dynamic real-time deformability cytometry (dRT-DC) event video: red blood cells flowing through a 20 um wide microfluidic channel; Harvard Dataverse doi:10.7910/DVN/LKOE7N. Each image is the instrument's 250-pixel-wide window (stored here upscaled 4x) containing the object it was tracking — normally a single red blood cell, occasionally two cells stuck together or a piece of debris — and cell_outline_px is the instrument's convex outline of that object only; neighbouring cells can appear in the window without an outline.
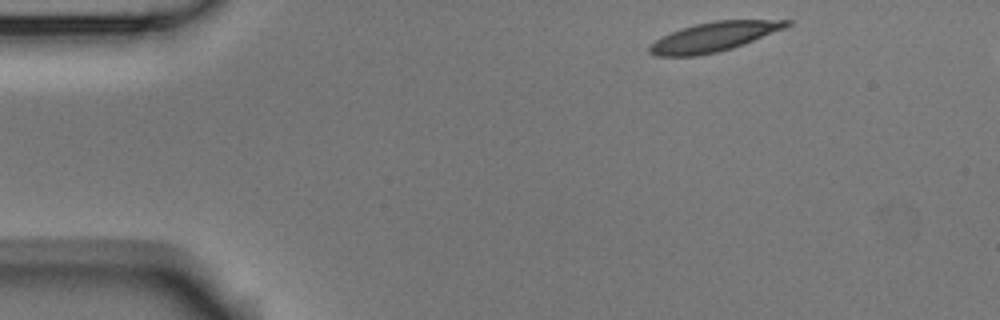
{"species": "Egyptian fruit bat (a non-hibernating species)", "species_latin": "Rousettus aegyptiacus", "temperature_condition": "room temperature", "stored_images_in_passage": 4, "segment_of_instrument_passage": [1, 2], "camera_frame_rate_fps": 3000, "um_per_image_px": 0.085, "animal": {"sex": "male"}, "frame": {"image": 1, "passage_image": 1, "time_ms": 0.0, "image_size_px": [1000, 320], "cell_outline_px": [[792, 24], [784, 28], [744, 44], [732, 48], [716, 52], [696, 56], [656, 56], [648, 52], [648, 44], [660, 36], [680, 28], [696, 24], [716, 20], [792, 20]], "centroid_in_image_um": [60.61, 3.13], "position_along_channel_um": 24.4, "area_um2": 23.52}}